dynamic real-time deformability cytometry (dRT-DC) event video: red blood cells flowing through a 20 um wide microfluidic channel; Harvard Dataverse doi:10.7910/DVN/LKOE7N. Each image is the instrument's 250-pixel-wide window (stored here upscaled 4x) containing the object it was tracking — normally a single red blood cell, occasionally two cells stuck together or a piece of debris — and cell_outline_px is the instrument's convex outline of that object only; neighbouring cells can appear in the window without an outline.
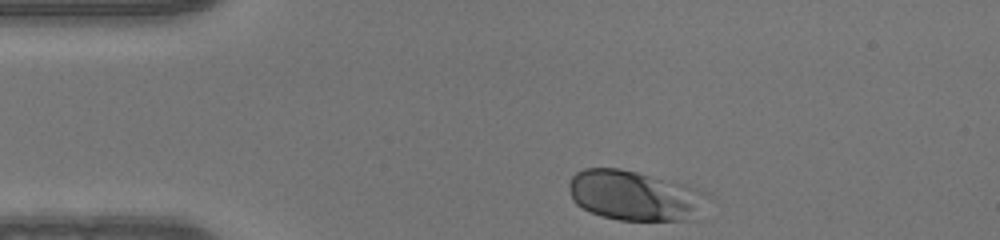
{"species": "human", "species_latin": "Homo sapiens", "temperature_condition": "warm", "stored_images_in_passage": 32, "camera_frame_rate_fps": 3000, "um_per_image_px": 0.085, "donor": {"sex": "male"}, "frame": {"image": 1, "passage_image": 1, "time_ms": 0.0, "image_size_px": [1000, 240], "cell_outline_px": [[708, 196], [692, 220], [620, 220], [604, 216], [592, 212], [576, 204], [572, 200], [568, 188], [568, 184], [572, 176], [576, 172], [584, 168], [620, 168], [688, 184], [708, 192]], "centroid_in_image_um": [53.93, 16.6], "position_along_channel_um": 31.1, "area_um2": 40.34}}
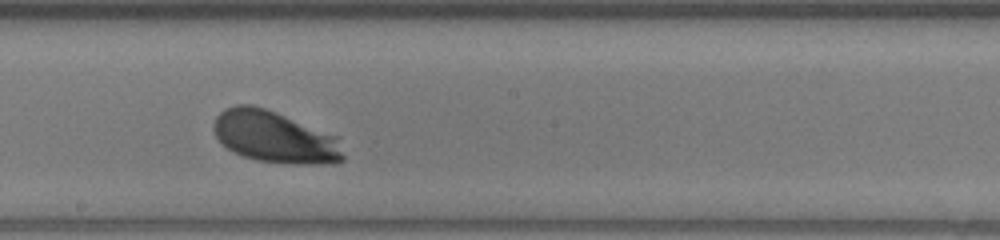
{"frame": {"image": 2, "passage_image": 19, "time_ms": 6.0, "image_size_px": [1000, 240], "cell_outline_px": [[344, 160], [332, 164], [292, 164], [256, 160], [232, 152], [216, 136], [212, 128], [212, 124], [216, 116], [224, 108], [236, 104], [252, 104], [276, 112], [340, 136], [344, 156]], "centroid_in_image_um": [23.39, 11.64], "position_along_channel_um": 224.8, "area_um2": 39.65}}
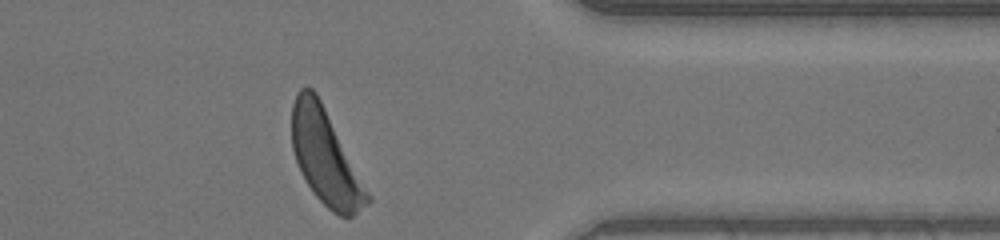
{"frame": {"image": 3, "passage_image": 32, "time_ms": 10.333, "image_size_px": [1000, 240], "cell_outline_px": [[372, 200], [352, 216], [340, 216], [332, 212], [312, 192], [300, 172], [292, 148], [292, 104], [296, 92], [300, 88], [312, 88], [316, 92], [372, 196]], "centroid_in_image_um": [27.66, 13.37], "position_along_channel_um": 383.7, "area_um2": 41.44}}